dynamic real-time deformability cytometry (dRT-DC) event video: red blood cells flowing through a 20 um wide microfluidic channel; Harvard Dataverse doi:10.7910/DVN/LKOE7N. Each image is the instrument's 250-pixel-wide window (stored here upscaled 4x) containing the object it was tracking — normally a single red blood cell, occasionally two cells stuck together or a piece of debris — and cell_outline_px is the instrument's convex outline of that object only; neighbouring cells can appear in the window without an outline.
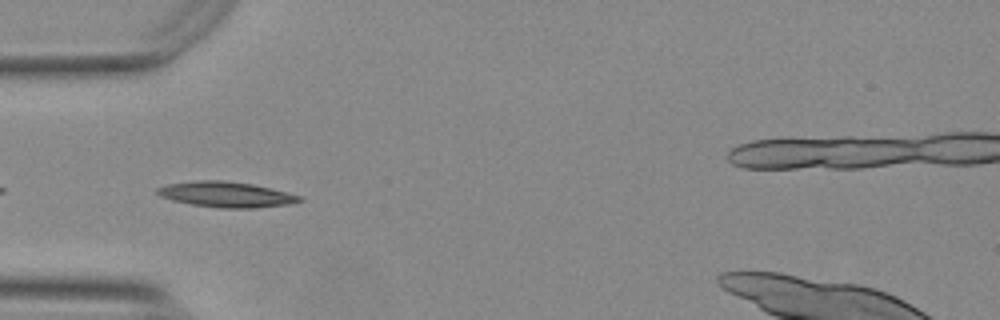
{"species": "Egyptian fruit bat (a non-hibernating species)", "species_latin": "Rousettus aegyptiacus", "temperature_condition": "warm", "stored_images_in_passage": 6, "camera_frame_rate_fps": 3000, "um_per_image_px": 0.085, "animal": {"sex": "female"}, "frame": {"image": 1, "passage_image": 2, "time_ms": 0.333, "image_size_px": [1000, 320], "cell_outline_px": [[304, 200], [292, 204], [256, 208], [220, 208], [192, 204], [172, 200], [160, 196], [156, 192], [156, 188], [168, 184], [196, 180], [224, 180], [252, 184], [300, 196]], "centroid_in_image_um": [19.21, 16.53], "position_along_channel_um": 65.8, "area_um2": 21.04}}